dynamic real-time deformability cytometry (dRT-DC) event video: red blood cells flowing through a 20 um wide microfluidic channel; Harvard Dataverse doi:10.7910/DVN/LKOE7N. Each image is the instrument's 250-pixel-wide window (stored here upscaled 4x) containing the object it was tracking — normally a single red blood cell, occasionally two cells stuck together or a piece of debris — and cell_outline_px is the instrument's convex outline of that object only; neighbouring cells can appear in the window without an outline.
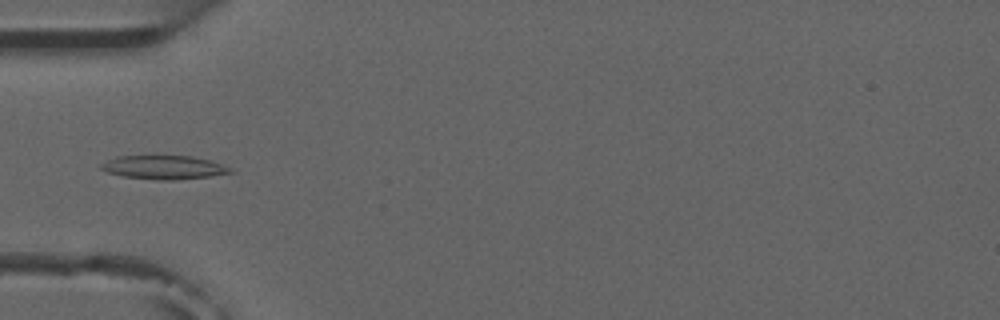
{"species": "common noctule bat (a hibernating species)", "species_latin": "Nyctalus noctula", "temperature_condition": "room temperature", "stored_images_in_passage": 4, "camera_frame_rate_fps": 3000, "um_per_image_px": 0.085, "animal": {"sex": "male", "forearm_length_mm": 52.5}, "frame": {"image": 1, "passage_image": 4, "time_ms": 3.333, "image_size_px": [1000, 320], "cell_outline_px": [[236, 172], [212, 176], [172, 180], [156, 180], [124, 176], [108, 172], [100, 168], [100, 164], [116, 156], [192, 156], [208, 160], [232, 168]], "centroid_in_image_um": [13.95, 14.23], "position_along_channel_um": 71.0, "area_um2": 17.74}}